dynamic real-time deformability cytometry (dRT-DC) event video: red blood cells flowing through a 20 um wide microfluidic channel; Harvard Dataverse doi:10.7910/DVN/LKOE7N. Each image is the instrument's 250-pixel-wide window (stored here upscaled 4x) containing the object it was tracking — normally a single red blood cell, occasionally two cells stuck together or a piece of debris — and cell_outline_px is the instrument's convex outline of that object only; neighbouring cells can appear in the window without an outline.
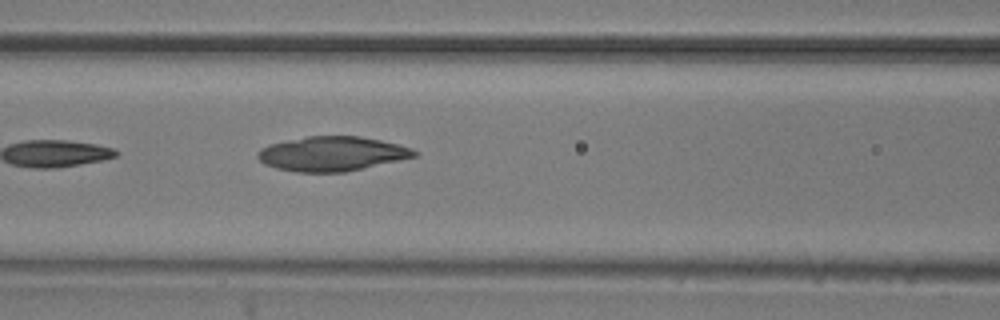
{"species": "common noctule bat (a hibernating species)", "species_latin": "Nyctalus noctula", "temperature_condition": "room temperature", "stored_images_in_passage": 6, "camera_frame_rate_fps": 3000, "um_per_image_px": 0.085, "animal": {"sex": "male", "body_mass_g": 20.5, "forearm_length_mm": 52.5}, "frame": {"image": 1, "passage_image": 6, "time_ms": 6.667, "image_size_px": [1000, 320], "cell_outline_px": [[416, 156], [400, 160], [344, 172], [296, 172], [276, 168], [264, 164], [256, 156], [260, 148], [268, 144], [308, 136], [360, 136], [380, 140], [412, 148], [416, 152]], "centroid_in_image_um": [28.18, 13.07], "position_along_channel_um": 138.4, "area_um2": 31.33}}